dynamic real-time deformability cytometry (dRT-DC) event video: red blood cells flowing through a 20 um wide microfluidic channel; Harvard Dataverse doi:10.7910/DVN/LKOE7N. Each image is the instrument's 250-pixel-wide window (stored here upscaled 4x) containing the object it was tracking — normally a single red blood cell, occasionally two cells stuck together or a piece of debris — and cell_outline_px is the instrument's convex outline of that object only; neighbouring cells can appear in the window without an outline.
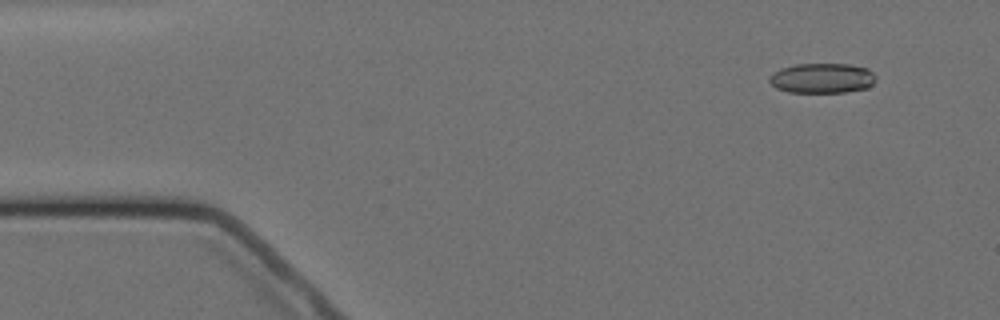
{"species": "Egyptian fruit bat (a non-hibernating species)", "species_latin": "Rousettus aegyptiacus", "temperature_condition": "cold", "stored_images_in_passage": 6, "camera_frame_rate_fps": 3000, "um_per_image_px": 0.085, "animal": {"sex": "female"}, "frame": {"image": 1, "passage_image": 2, "time_ms": 1.333, "image_size_px": [1000, 320], "cell_outline_px": [[876, 80], [868, 88], [844, 92], [788, 92], [776, 88], [768, 80], [768, 76], [780, 68], [796, 64], [848, 64], [868, 68], [876, 76]], "centroid_in_image_um": [69.88, 6.64], "position_along_channel_um": 15.1, "area_um2": 18.73}}
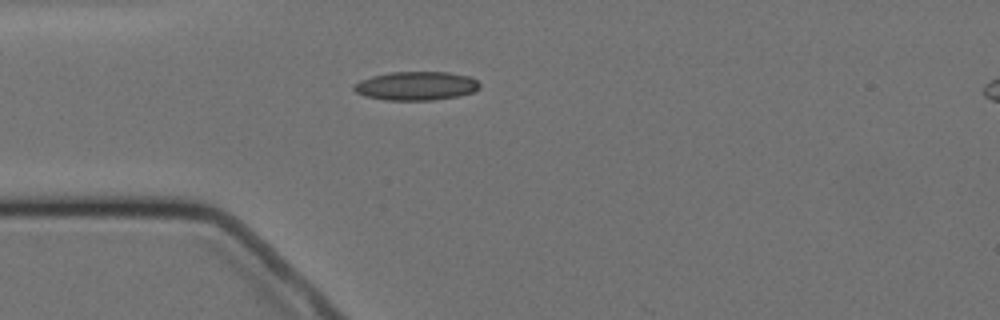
{"frame": {"image": 2, "passage_image": 4, "time_ms": 4.667, "image_size_px": [1000, 320], "cell_outline_px": [[480, 88], [472, 92], [456, 96], [432, 100], [384, 100], [364, 96], [356, 92], [352, 88], [360, 80], [372, 76], [392, 72], [448, 72], [468, 76], [476, 80], [480, 84]], "centroid_in_image_um": [35.36, 7.3], "position_along_channel_um": 49.6, "area_um2": 20.92}}